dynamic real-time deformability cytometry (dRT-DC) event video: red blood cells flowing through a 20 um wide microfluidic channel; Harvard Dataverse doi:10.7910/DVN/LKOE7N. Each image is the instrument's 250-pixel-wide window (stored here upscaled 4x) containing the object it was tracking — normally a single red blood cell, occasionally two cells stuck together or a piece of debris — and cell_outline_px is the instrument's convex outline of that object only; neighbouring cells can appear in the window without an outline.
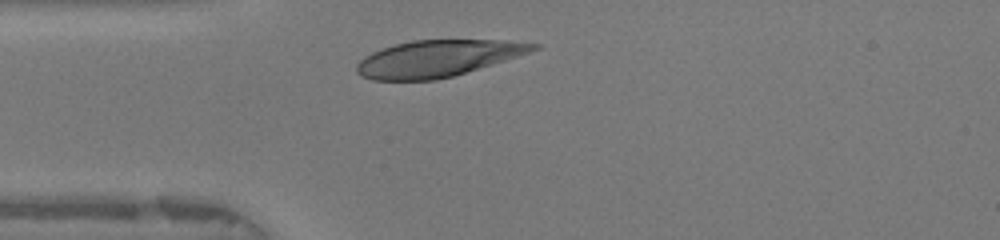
{"species": "human", "species_latin": "Homo sapiens", "temperature_condition": "warm", "stored_images_in_passage": 29, "camera_frame_rate_fps": 3000, "um_per_image_px": 0.085, "donor": {"sex": "female"}, "frame": {"image": 1, "passage_image": 4, "time_ms": 1.0, "image_size_px": [1000, 240], "cell_outline_px": [[540, 48], [516, 56], [452, 76], [436, 80], [372, 80], [360, 76], [356, 72], [356, 64], [364, 56], [372, 52], [396, 44], [412, 40], [500, 40], [540, 44]], "centroid_in_image_um": [37.12, 4.97], "position_along_channel_um": 47.9, "area_um2": 37.11}}
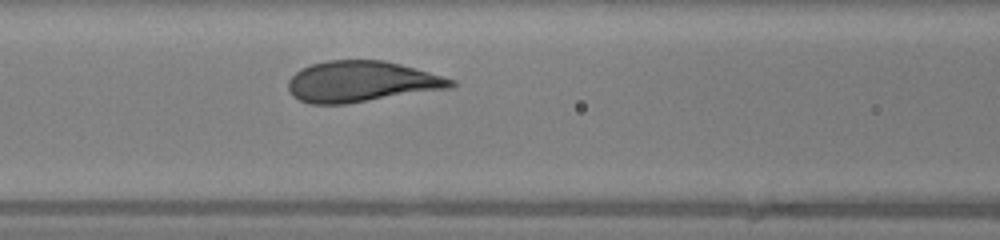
{"frame": {"image": 2, "passage_image": 11, "time_ms": 3.333, "image_size_px": [1000, 240], "cell_outline_px": [[456, 84], [452, 88], [344, 104], [312, 104], [300, 100], [292, 96], [288, 92], [288, 80], [300, 68], [312, 64], [328, 60], [384, 60], [416, 68], [456, 80]], "centroid_in_image_um": [30.72, 6.93], "position_along_channel_um": 135.9, "area_um2": 38.9}}
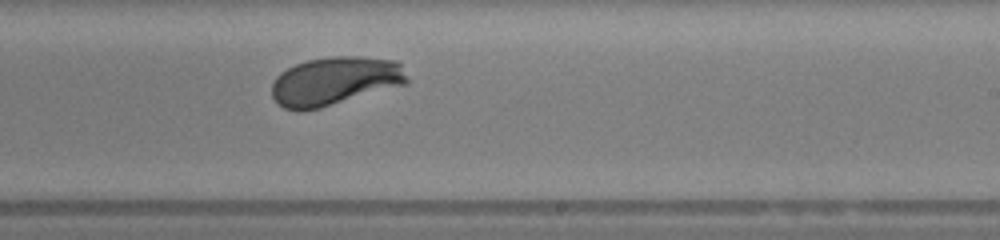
{"frame": {"image": 3, "passage_image": 20, "time_ms": 6.333, "image_size_px": [1000, 240], "cell_outline_px": [[408, 84], [320, 108], [300, 112], [296, 112], [284, 108], [276, 104], [272, 96], [272, 84], [276, 76], [280, 72], [296, 64], [308, 60], [332, 56], [360, 56], [396, 60], [400, 64], [408, 80]], "centroid_in_image_um": [28.44, 6.9], "position_along_channel_um": 260.6, "area_um2": 38.61}, "authors_computed_cell_mechanics": {"area_um2": 38.437, "velocity_mm_per_s": 4.1702, "shape_relaxation_time_tau1_ms": 2.3174, "shape_relaxation_time_tau2_ms": null, "deformation_change_tau1": 0.1636, "deformation_change_tau2": null}}